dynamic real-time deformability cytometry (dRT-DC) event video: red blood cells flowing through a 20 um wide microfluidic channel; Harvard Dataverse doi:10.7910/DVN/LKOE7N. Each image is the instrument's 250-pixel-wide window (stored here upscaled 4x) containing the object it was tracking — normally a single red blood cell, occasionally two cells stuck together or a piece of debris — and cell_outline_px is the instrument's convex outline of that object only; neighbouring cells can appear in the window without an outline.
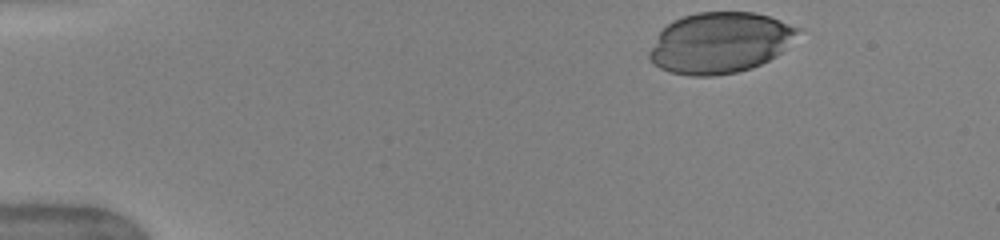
{"species": "human", "species_latin": "Homo sapiens", "temperature_condition": "warm", "stored_images_in_passage": 8, "camera_frame_rate_fps": 3000, "um_per_image_px": 0.085, "donor": {"sex": "female"}, "frame": {"image": 1, "passage_image": 1, "time_ms": 0.0, "image_size_px": [1000, 240], "cell_outline_px": [[804, 28], [776, 56], [752, 68], [736, 72], [712, 76], [692, 76], [668, 72], [652, 64], [648, 60], [648, 52], [660, 32], [672, 20], [696, 12], [756, 12]], "centroid_in_image_um": [61.18, 3.63], "position_along_channel_um": 23.8, "area_um2": 52.83}}